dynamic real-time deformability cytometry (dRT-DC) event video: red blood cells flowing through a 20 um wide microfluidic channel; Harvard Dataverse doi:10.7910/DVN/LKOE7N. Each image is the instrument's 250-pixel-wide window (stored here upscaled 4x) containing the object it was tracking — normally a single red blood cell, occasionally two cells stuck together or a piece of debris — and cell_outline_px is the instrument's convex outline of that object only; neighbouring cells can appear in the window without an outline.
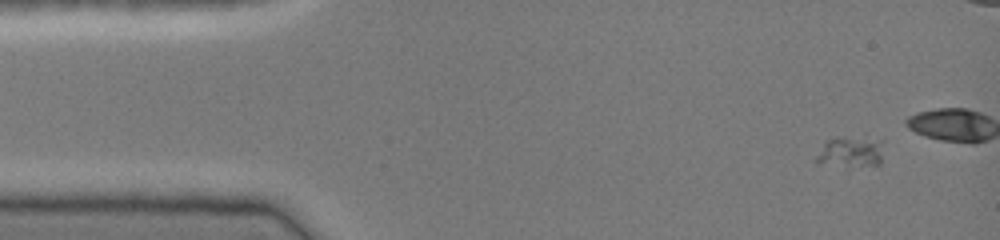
{"species": "common noctule bat (a hibernating species)", "species_latin": "Nyctalus noctula", "temperature_condition": "cold", "stored_images_in_passage": 32, "camera_frame_rate_fps": 3000, "um_per_image_px": 0.085, "animal": {"sex": "female", "body_mass_g": 19.0, "forearm_length_mm": 51.5}, "frame": {"image": 1, "passage_image": 1, "time_ms": 0.0, "image_size_px": [1000, 240], "cell_outline_px": [[884, 140], [880, 164], [860, 164], [812, 160], [824, 140], [836, 136], [864, 132]], "centroid_in_image_um": [72.38, 12.69], "position_along_channel_um": 12.6, "area_um2": 12.54}}
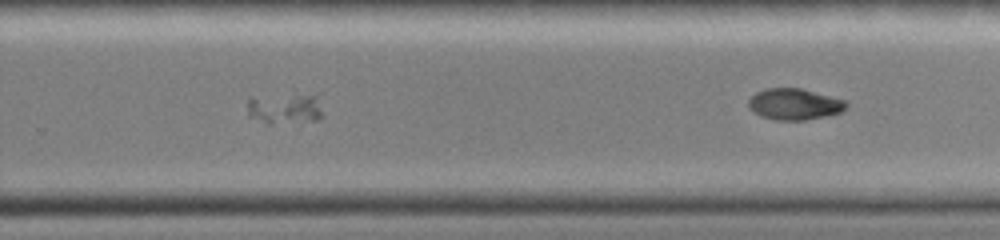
{"frame": {"image": 2, "passage_image": 29, "time_ms": 9.333, "image_size_px": [1000, 240], "cell_outline_px": [[324, 116], [316, 120], [268, 124], [248, 116], [248, 100], [252, 96], [320, 92]], "centroid_in_image_um": [24.32, 9.16], "position_along_channel_um": 305.5, "area_um2": 14.45}}